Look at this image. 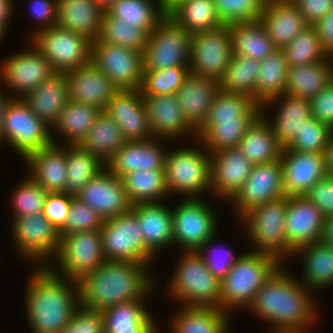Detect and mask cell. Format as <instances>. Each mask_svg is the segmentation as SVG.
<instances>
[{"label":"cell","instance_id":"1","mask_svg":"<svg viewBox=\"0 0 333 333\" xmlns=\"http://www.w3.org/2000/svg\"><path fill=\"white\" fill-rule=\"evenodd\" d=\"M283 268L264 282L248 309L273 325L271 332L306 333L317 318L314 294Z\"/></svg>","mask_w":333,"mask_h":333},{"label":"cell","instance_id":"2","mask_svg":"<svg viewBox=\"0 0 333 333\" xmlns=\"http://www.w3.org/2000/svg\"><path fill=\"white\" fill-rule=\"evenodd\" d=\"M149 266L131 261H105L78 281L80 304L104 311L115 304L144 299L155 286Z\"/></svg>","mask_w":333,"mask_h":333},{"label":"cell","instance_id":"3","mask_svg":"<svg viewBox=\"0 0 333 333\" xmlns=\"http://www.w3.org/2000/svg\"><path fill=\"white\" fill-rule=\"evenodd\" d=\"M33 271L24 296L32 333H59L80 305L78 281L56 275L47 266Z\"/></svg>","mask_w":333,"mask_h":333},{"label":"cell","instance_id":"4","mask_svg":"<svg viewBox=\"0 0 333 333\" xmlns=\"http://www.w3.org/2000/svg\"><path fill=\"white\" fill-rule=\"evenodd\" d=\"M281 265L276 257L266 253H242L220 281V309L228 313L232 309L248 308L257 291Z\"/></svg>","mask_w":333,"mask_h":333},{"label":"cell","instance_id":"5","mask_svg":"<svg viewBox=\"0 0 333 333\" xmlns=\"http://www.w3.org/2000/svg\"><path fill=\"white\" fill-rule=\"evenodd\" d=\"M183 254L169 281V295L184 307L220 309V280L208 270L197 251Z\"/></svg>","mask_w":333,"mask_h":333},{"label":"cell","instance_id":"6","mask_svg":"<svg viewBox=\"0 0 333 333\" xmlns=\"http://www.w3.org/2000/svg\"><path fill=\"white\" fill-rule=\"evenodd\" d=\"M199 145L203 150L182 147L167 152L164 170L169 195L174 192L186 198H199L202 192L211 191L210 153L200 142Z\"/></svg>","mask_w":333,"mask_h":333},{"label":"cell","instance_id":"7","mask_svg":"<svg viewBox=\"0 0 333 333\" xmlns=\"http://www.w3.org/2000/svg\"><path fill=\"white\" fill-rule=\"evenodd\" d=\"M287 203L288 197L282 196L247 211L240 218L256 247L253 252L272 255L281 263L289 256L285 236Z\"/></svg>","mask_w":333,"mask_h":333},{"label":"cell","instance_id":"8","mask_svg":"<svg viewBox=\"0 0 333 333\" xmlns=\"http://www.w3.org/2000/svg\"><path fill=\"white\" fill-rule=\"evenodd\" d=\"M50 130L51 127L38 118L21 98H11L7 103L1 143L6 141L12 145L23 160L53 143Z\"/></svg>","mask_w":333,"mask_h":333},{"label":"cell","instance_id":"9","mask_svg":"<svg viewBox=\"0 0 333 333\" xmlns=\"http://www.w3.org/2000/svg\"><path fill=\"white\" fill-rule=\"evenodd\" d=\"M191 34L165 16L148 34L143 52V71L189 67Z\"/></svg>","mask_w":333,"mask_h":333},{"label":"cell","instance_id":"10","mask_svg":"<svg viewBox=\"0 0 333 333\" xmlns=\"http://www.w3.org/2000/svg\"><path fill=\"white\" fill-rule=\"evenodd\" d=\"M56 257L57 269L60 270H55L49 263L47 267L56 275L79 281L106 261L101 231L73 232L61 236Z\"/></svg>","mask_w":333,"mask_h":333},{"label":"cell","instance_id":"11","mask_svg":"<svg viewBox=\"0 0 333 333\" xmlns=\"http://www.w3.org/2000/svg\"><path fill=\"white\" fill-rule=\"evenodd\" d=\"M31 36L30 42L57 73H66L91 61L92 42L73 31L58 26L37 28Z\"/></svg>","mask_w":333,"mask_h":333},{"label":"cell","instance_id":"12","mask_svg":"<svg viewBox=\"0 0 333 333\" xmlns=\"http://www.w3.org/2000/svg\"><path fill=\"white\" fill-rule=\"evenodd\" d=\"M136 214L130 210L103 221V253L106 261H131L150 265L156 258L146 247ZM154 257V258H153Z\"/></svg>","mask_w":333,"mask_h":333},{"label":"cell","instance_id":"13","mask_svg":"<svg viewBox=\"0 0 333 333\" xmlns=\"http://www.w3.org/2000/svg\"><path fill=\"white\" fill-rule=\"evenodd\" d=\"M202 198H185L173 208V242L183 251H197L216 235L217 216Z\"/></svg>","mask_w":333,"mask_h":333},{"label":"cell","instance_id":"14","mask_svg":"<svg viewBox=\"0 0 333 333\" xmlns=\"http://www.w3.org/2000/svg\"><path fill=\"white\" fill-rule=\"evenodd\" d=\"M12 234L16 251L23 258L41 266H47L48 257H55L60 245L56 228L42 213L12 218ZM47 262H46V261ZM46 263V264H45Z\"/></svg>","mask_w":333,"mask_h":333},{"label":"cell","instance_id":"15","mask_svg":"<svg viewBox=\"0 0 333 333\" xmlns=\"http://www.w3.org/2000/svg\"><path fill=\"white\" fill-rule=\"evenodd\" d=\"M232 56L229 25L191 36L189 69L192 74L219 81Z\"/></svg>","mask_w":333,"mask_h":333},{"label":"cell","instance_id":"16","mask_svg":"<svg viewBox=\"0 0 333 333\" xmlns=\"http://www.w3.org/2000/svg\"><path fill=\"white\" fill-rule=\"evenodd\" d=\"M91 61L118 90H139L143 81V54L98 39L91 44Z\"/></svg>","mask_w":333,"mask_h":333},{"label":"cell","instance_id":"17","mask_svg":"<svg viewBox=\"0 0 333 333\" xmlns=\"http://www.w3.org/2000/svg\"><path fill=\"white\" fill-rule=\"evenodd\" d=\"M31 46L28 50L13 53L0 65L1 82L14 91L13 98H21L56 73L48 59L33 44Z\"/></svg>","mask_w":333,"mask_h":333},{"label":"cell","instance_id":"18","mask_svg":"<svg viewBox=\"0 0 333 333\" xmlns=\"http://www.w3.org/2000/svg\"><path fill=\"white\" fill-rule=\"evenodd\" d=\"M284 195L280 159L267 164H256L241 189L229 201L234 204L238 219L247 211Z\"/></svg>","mask_w":333,"mask_h":333},{"label":"cell","instance_id":"19","mask_svg":"<svg viewBox=\"0 0 333 333\" xmlns=\"http://www.w3.org/2000/svg\"><path fill=\"white\" fill-rule=\"evenodd\" d=\"M282 188L285 197L305 194L327 175L324 153L282 149Z\"/></svg>","mask_w":333,"mask_h":333},{"label":"cell","instance_id":"20","mask_svg":"<svg viewBox=\"0 0 333 333\" xmlns=\"http://www.w3.org/2000/svg\"><path fill=\"white\" fill-rule=\"evenodd\" d=\"M76 197L104 220L129 212L132 208L123 180L107 167L90 179Z\"/></svg>","mask_w":333,"mask_h":333},{"label":"cell","instance_id":"21","mask_svg":"<svg viewBox=\"0 0 333 333\" xmlns=\"http://www.w3.org/2000/svg\"><path fill=\"white\" fill-rule=\"evenodd\" d=\"M325 217L305 196L288 197L285 236L289 256L300 247L321 240Z\"/></svg>","mask_w":333,"mask_h":333},{"label":"cell","instance_id":"22","mask_svg":"<svg viewBox=\"0 0 333 333\" xmlns=\"http://www.w3.org/2000/svg\"><path fill=\"white\" fill-rule=\"evenodd\" d=\"M212 194L230 201L250 175L253 164L237 148L210 153Z\"/></svg>","mask_w":333,"mask_h":333},{"label":"cell","instance_id":"23","mask_svg":"<svg viewBox=\"0 0 333 333\" xmlns=\"http://www.w3.org/2000/svg\"><path fill=\"white\" fill-rule=\"evenodd\" d=\"M105 112L119 125L127 141L153 138L141 90H118Z\"/></svg>","mask_w":333,"mask_h":333},{"label":"cell","instance_id":"24","mask_svg":"<svg viewBox=\"0 0 333 333\" xmlns=\"http://www.w3.org/2000/svg\"><path fill=\"white\" fill-rule=\"evenodd\" d=\"M68 81L69 100L97 107L105 111L118 89L92 62L65 73Z\"/></svg>","mask_w":333,"mask_h":333},{"label":"cell","instance_id":"25","mask_svg":"<svg viewBox=\"0 0 333 333\" xmlns=\"http://www.w3.org/2000/svg\"><path fill=\"white\" fill-rule=\"evenodd\" d=\"M220 91L219 81L189 72L175 96L185 120L197 132L208 118L209 110Z\"/></svg>","mask_w":333,"mask_h":333},{"label":"cell","instance_id":"26","mask_svg":"<svg viewBox=\"0 0 333 333\" xmlns=\"http://www.w3.org/2000/svg\"><path fill=\"white\" fill-rule=\"evenodd\" d=\"M143 101L153 137L171 140L191 133L196 139L197 132L185 120L175 94L143 96Z\"/></svg>","mask_w":333,"mask_h":333},{"label":"cell","instance_id":"27","mask_svg":"<svg viewBox=\"0 0 333 333\" xmlns=\"http://www.w3.org/2000/svg\"><path fill=\"white\" fill-rule=\"evenodd\" d=\"M162 144L161 139L155 137L144 141H127L106 167L121 179L136 170L165 169L168 149L165 151Z\"/></svg>","mask_w":333,"mask_h":333},{"label":"cell","instance_id":"28","mask_svg":"<svg viewBox=\"0 0 333 333\" xmlns=\"http://www.w3.org/2000/svg\"><path fill=\"white\" fill-rule=\"evenodd\" d=\"M21 99L30 110L53 128L69 102V88L65 73H55Z\"/></svg>","mask_w":333,"mask_h":333},{"label":"cell","instance_id":"29","mask_svg":"<svg viewBox=\"0 0 333 333\" xmlns=\"http://www.w3.org/2000/svg\"><path fill=\"white\" fill-rule=\"evenodd\" d=\"M259 21L278 49H283L309 26L294 2H265Z\"/></svg>","mask_w":333,"mask_h":333},{"label":"cell","instance_id":"30","mask_svg":"<svg viewBox=\"0 0 333 333\" xmlns=\"http://www.w3.org/2000/svg\"><path fill=\"white\" fill-rule=\"evenodd\" d=\"M53 143L30 154L24 161L30 167V177L48 192H64L67 182L66 149Z\"/></svg>","mask_w":333,"mask_h":333},{"label":"cell","instance_id":"31","mask_svg":"<svg viewBox=\"0 0 333 333\" xmlns=\"http://www.w3.org/2000/svg\"><path fill=\"white\" fill-rule=\"evenodd\" d=\"M131 210L136 214L145 247L154 256L160 249L174 244L172 210L165 204L138 203L132 205Z\"/></svg>","mask_w":333,"mask_h":333},{"label":"cell","instance_id":"32","mask_svg":"<svg viewBox=\"0 0 333 333\" xmlns=\"http://www.w3.org/2000/svg\"><path fill=\"white\" fill-rule=\"evenodd\" d=\"M104 11L96 0H57L56 26L94 42L101 31Z\"/></svg>","mask_w":333,"mask_h":333},{"label":"cell","instance_id":"33","mask_svg":"<svg viewBox=\"0 0 333 333\" xmlns=\"http://www.w3.org/2000/svg\"><path fill=\"white\" fill-rule=\"evenodd\" d=\"M276 102H280V107L277 111L278 113L275 115L274 120H269L267 115H265V109L263 108L266 106L269 107L271 103L275 104ZM260 107L261 114L271 125L274 136L282 147H286L293 140L296 133H299L302 128L305 120L311 116L309 99H304L286 93L269 99Z\"/></svg>","mask_w":333,"mask_h":333},{"label":"cell","instance_id":"34","mask_svg":"<svg viewBox=\"0 0 333 333\" xmlns=\"http://www.w3.org/2000/svg\"><path fill=\"white\" fill-rule=\"evenodd\" d=\"M238 148L256 165L279 160L283 147L277 142L267 119L260 113L247 128Z\"/></svg>","mask_w":333,"mask_h":333},{"label":"cell","instance_id":"35","mask_svg":"<svg viewBox=\"0 0 333 333\" xmlns=\"http://www.w3.org/2000/svg\"><path fill=\"white\" fill-rule=\"evenodd\" d=\"M333 57L326 61L289 67L284 93L312 99L333 82Z\"/></svg>","mask_w":333,"mask_h":333},{"label":"cell","instance_id":"36","mask_svg":"<svg viewBox=\"0 0 333 333\" xmlns=\"http://www.w3.org/2000/svg\"><path fill=\"white\" fill-rule=\"evenodd\" d=\"M302 255L304 274L301 282L310 290L323 289L333 285V247L321 241L300 247L293 253Z\"/></svg>","mask_w":333,"mask_h":333},{"label":"cell","instance_id":"37","mask_svg":"<svg viewBox=\"0 0 333 333\" xmlns=\"http://www.w3.org/2000/svg\"><path fill=\"white\" fill-rule=\"evenodd\" d=\"M126 142L119 125L105 111H101L79 145L107 165Z\"/></svg>","mask_w":333,"mask_h":333},{"label":"cell","instance_id":"38","mask_svg":"<svg viewBox=\"0 0 333 333\" xmlns=\"http://www.w3.org/2000/svg\"><path fill=\"white\" fill-rule=\"evenodd\" d=\"M144 300L115 304L102 311L105 333H144L155 322Z\"/></svg>","mask_w":333,"mask_h":333},{"label":"cell","instance_id":"39","mask_svg":"<svg viewBox=\"0 0 333 333\" xmlns=\"http://www.w3.org/2000/svg\"><path fill=\"white\" fill-rule=\"evenodd\" d=\"M173 316V333H228L229 315L219 308L181 307Z\"/></svg>","mask_w":333,"mask_h":333},{"label":"cell","instance_id":"40","mask_svg":"<svg viewBox=\"0 0 333 333\" xmlns=\"http://www.w3.org/2000/svg\"><path fill=\"white\" fill-rule=\"evenodd\" d=\"M229 31L233 54L260 61L277 49L259 20L232 23Z\"/></svg>","mask_w":333,"mask_h":333},{"label":"cell","instance_id":"41","mask_svg":"<svg viewBox=\"0 0 333 333\" xmlns=\"http://www.w3.org/2000/svg\"><path fill=\"white\" fill-rule=\"evenodd\" d=\"M259 63L256 103L261 106L269 99L284 93L289 67L283 49L278 48Z\"/></svg>","mask_w":333,"mask_h":333},{"label":"cell","instance_id":"42","mask_svg":"<svg viewBox=\"0 0 333 333\" xmlns=\"http://www.w3.org/2000/svg\"><path fill=\"white\" fill-rule=\"evenodd\" d=\"M66 146L67 182L64 193L77 196L86 183L97 176L106 165L79 144Z\"/></svg>","mask_w":333,"mask_h":333},{"label":"cell","instance_id":"43","mask_svg":"<svg viewBox=\"0 0 333 333\" xmlns=\"http://www.w3.org/2000/svg\"><path fill=\"white\" fill-rule=\"evenodd\" d=\"M115 19L143 30L147 35L165 17L159 0H118L105 10Z\"/></svg>","mask_w":333,"mask_h":333},{"label":"cell","instance_id":"44","mask_svg":"<svg viewBox=\"0 0 333 333\" xmlns=\"http://www.w3.org/2000/svg\"><path fill=\"white\" fill-rule=\"evenodd\" d=\"M124 187L129 201L138 203H159L169 196L164 169H153L141 172L136 170L123 178Z\"/></svg>","mask_w":333,"mask_h":333},{"label":"cell","instance_id":"45","mask_svg":"<svg viewBox=\"0 0 333 333\" xmlns=\"http://www.w3.org/2000/svg\"><path fill=\"white\" fill-rule=\"evenodd\" d=\"M253 120H218L216 123H204L197 131L196 140L209 153L226 148H237Z\"/></svg>","mask_w":333,"mask_h":333},{"label":"cell","instance_id":"46","mask_svg":"<svg viewBox=\"0 0 333 333\" xmlns=\"http://www.w3.org/2000/svg\"><path fill=\"white\" fill-rule=\"evenodd\" d=\"M101 110L92 105L70 101L53 126L66 140L67 145H77L85 138Z\"/></svg>","mask_w":333,"mask_h":333},{"label":"cell","instance_id":"47","mask_svg":"<svg viewBox=\"0 0 333 333\" xmlns=\"http://www.w3.org/2000/svg\"><path fill=\"white\" fill-rule=\"evenodd\" d=\"M259 60L233 54L224 75L219 80L220 90L247 95L256 102Z\"/></svg>","mask_w":333,"mask_h":333},{"label":"cell","instance_id":"48","mask_svg":"<svg viewBox=\"0 0 333 333\" xmlns=\"http://www.w3.org/2000/svg\"><path fill=\"white\" fill-rule=\"evenodd\" d=\"M169 17L191 35L223 26L213 0H189L179 6Z\"/></svg>","mask_w":333,"mask_h":333},{"label":"cell","instance_id":"49","mask_svg":"<svg viewBox=\"0 0 333 333\" xmlns=\"http://www.w3.org/2000/svg\"><path fill=\"white\" fill-rule=\"evenodd\" d=\"M260 113V105L249 96L220 90L205 123H216L218 120L255 119Z\"/></svg>","mask_w":333,"mask_h":333},{"label":"cell","instance_id":"50","mask_svg":"<svg viewBox=\"0 0 333 333\" xmlns=\"http://www.w3.org/2000/svg\"><path fill=\"white\" fill-rule=\"evenodd\" d=\"M288 67L308 65L330 58L313 25L307 26L283 48Z\"/></svg>","mask_w":333,"mask_h":333},{"label":"cell","instance_id":"51","mask_svg":"<svg viewBox=\"0 0 333 333\" xmlns=\"http://www.w3.org/2000/svg\"><path fill=\"white\" fill-rule=\"evenodd\" d=\"M98 40L101 43L121 46L143 54L148 35L143 30L115 19L104 11Z\"/></svg>","mask_w":333,"mask_h":333},{"label":"cell","instance_id":"52","mask_svg":"<svg viewBox=\"0 0 333 333\" xmlns=\"http://www.w3.org/2000/svg\"><path fill=\"white\" fill-rule=\"evenodd\" d=\"M189 72V67H169L156 71H143V81L140 87L142 96L175 94Z\"/></svg>","mask_w":333,"mask_h":333},{"label":"cell","instance_id":"53","mask_svg":"<svg viewBox=\"0 0 333 333\" xmlns=\"http://www.w3.org/2000/svg\"><path fill=\"white\" fill-rule=\"evenodd\" d=\"M333 130L312 115L305 120L299 133L282 149L324 153Z\"/></svg>","mask_w":333,"mask_h":333},{"label":"cell","instance_id":"54","mask_svg":"<svg viewBox=\"0 0 333 333\" xmlns=\"http://www.w3.org/2000/svg\"><path fill=\"white\" fill-rule=\"evenodd\" d=\"M48 191L30 176L18 185L12 195L13 218L42 213Z\"/></svg>","mask_w":333,"mask_h":333},{"label":"cell","instance_id":"55","mask_svg":"<svg viewBox=\"0 0 333 333\" xmlns=\"http://www.w3.org/2000/svg\"><path fill=\"white\" fill-rule=\"evenodd\" d=\"M217 15L223 25L257 21L265 0H213Z\"/></svg>","mask_w":333,"mask_h":333},{"label":"cell","instance_id":"56","mask_svg":"<svg viewBox=\"0 0 333 333\" xmlns=\"http://www.w3.org/2000/svg\"><path fill=\"white\" fill-rule=\"evenodd\" d=\"M104 219L91 207L74 197L59 236L73 232L100 230Z\"/></svg>","mask_w":333,"mask_h":333},{"label":"cell","instance_id":"57","mask_svg":"<svg viewBox=\"0 0 333 333\" xmlns=\"http://www.w3.org/2000/svg\"><path fill=\"white\" fill-rule=\"evenodd\" d=\"M215 236L216 235L209 238L205 244L197 250V253L202 257L208 270L221 281L240 258L241 254L236 257L232 254V251L224 248L225 246H223L222 249L219 246L213 247L211 244L215 241Z\"/></svg>","mask_w":333,"mask_h":333},{"label":"cell","instance_id":"58","mask_svg":"<svg viewBox=\"0 0 333 333\" xmlns=\"http://www.w3.org/2000/svg\"><path fill=\"white\" fill-rule=\"evenodd\" d=\"M59 333H105L103 312L80 304L70 322Z\"/></svg>","mask_w":333,"mask_h":333},{"label":"cell","instance_id":"59","mask_svg":"<svg viewBox=\"0 0 333 333\" xmlns=\"http://www.w3.org/2000/svg\"><path fill=\"white\" fill-rule=\"evenodd\" d=\"M75 196L64 192H49L44 203L43 216L59 231L65 224L66 217Z\"/></svg>","mask_w":333,"mask_h":333},{"label":"cell","instance_id":"60","mask_svg":"<svg viewBox=\"0 0 333 333\" xmlns=\"http://www.w3.org/2000/svg\"><path fill=\"white\" fill-rule=\"evenodd\" d=\"M322 215L326 218L333 216V176L321 178L306 194Z\"/></svg>","mask_w":333,"mask_h":333},{"label":"cell","instance_id":"61","mask_svg":"<svg viewBox=\"0 0 333 333\" xmlns=\"http://www.w3.org/2000/svg\"><path fill=\"white\" fill-rule=\"evenodd\" d=\"M311 115L333 130V82L310 99Z\"/></svg>","mask_w":333,"mask_h":333},{"label":"cell","instance_id":"62","mask_svg":"<svg viewBox=\"0 0 333 333\" xmlns=\"http://www.w3.org/2000/svg\"><path fill=\"white\" fill-rule=\"evenodd\" d=\"M31 1V15L40 22V29L56 26L57 23V0H29ZM42 23V24H41Z\"/></svg>","mask_w":333,"mask_h":333},{"label":"cell","instance_id":"63","mask_svg":"<svg viewBox=\"0 0 333 333\" xmlns=\"http://www.w3.org/2000/svg\"><path fill=\"white\" fill-rule=\"evenodd\" d=\"M293 2L309 25H314L333 9V0H294Z\"/></svg>","mask_w":333,"mask_h":333},{"label":"cell","instance_id":"64","mask_svg":"<svg viewBox=\"0 0 333 333\" xmlns=\"http://www.w3.org/2000/svg\"><path fill=\"white\" fill-rule=\"evenodd\" d=\"M321 44L330 57H333V9L313 25Z\"/></svg>","mask_w":333,"mask_h":333},{"label":"cell","instance_id":"65","mask_svg":"<svg viewBox=\"0 0 333 333\" xmlns=\"http://www.w3.org/2000/svg\"><path fill=\"white\" fill-rule=\"evenodd\" d=\"M14 0H0V23L7 29L13 14Z\"/></svg>","mask_w":333,"mask_h":333},{"label":"cell","instance_id":"66","mask_svg":"<svg viewBox=\"0 0 333 333\" xmlns=\"http://www.w3.org/2000/svg\"><path fill=\"white\" fill-rule=\"evenodd\" d=\"M320 241L325 245L333 247V216L325 218Z\"/></svg>","mask_w":333,"mask_h":333},{"label":"cell","instance_id":"67","mask_svg":"<svg viewBox=\"0 0 333 333\" xmlns=\"http://www.w3.org/2000/svg\"><path fill=\"white\" fill-rule=\"evenodd\" d=\"M325 168L327 175L333 176V132L329 138L328 145L324 152Z\"/></svg>","mask_w":333,"mask_h":333},{"label":"cell","instance_id":"68","mask_svg":"<svg viewBox=\"0 0 333 333\" xmlns=\"http://www.w3.org/2000/svg\"><path fill=\"white\" fill-rule=\"evenodd\" d=\"M189 0H159L162 12L165 16H170L179 6Z\"/></svg>","mask_w":333,"mask_h":333},{"label":"cell","instance_id":"69","mask_svg":"<svg viewBox=\"0 0 333 333\" xmlns=\"http://www.w3.org/2000/svg\"><path fill=\"white\" fill-rule=\"evenodd\" d=\"M2 93L0 90V143H1V133H2V127H3V119H4V112L7 107V103L13 98L14 94L7 95Z\"/></svg>","mask_w":333,"mask_h":333},{"label":"cell","instance_id":"70","mask_svg":"<svg viewBox=\"0 0 333 333\" xmlns=\"http://www.w3.org/2000/svg\"><path fill=\"white\" fill-rule=\"evenodd\" d=\"M99 5L106 10L107 8H109L113 3H115L118 0H96Z\"/></svg>","mask_w":333,"mask_h":333},{"label":"cell","instance_id":"71","mask_svg":"<svg viewBox=\"0 0 333 333\" xmlns=\"http://www.w3.org/2000/svg\"><path fill=\"white\" fill-rule=\"evenodd\" d=\"M156 322H154L144 333H159L158 332V327L155 326Z\"/></svg>","mask_w":333,"mask_h":333},{"label":"cell","instance_id":"72","mask_svg":"<svg viewBox=\"0 0 333 333\" xmlns=\"http://www.w3.org/2000/svg\"><path fill=\"white\" fill-rule=\"evenodd\" d=\"M6 28L0 23V42L3 39V37L5 36L4 34H6Z\"/></svg>","mask_w":333,"mask_h":333},{"label":"cell","instance_id":"73","mask_svg":"<svg viewBox=\"0 0 333 333\" xmlns=\"http://www.w3.org/2000/svg\"><path fill=\"white\" fill-rule=\"evenodd\" d=\"M271 1L293 2L294 0H265V2H271Z\"/></svg>","mask_w":333,"mask_h":333}]
</instances>
